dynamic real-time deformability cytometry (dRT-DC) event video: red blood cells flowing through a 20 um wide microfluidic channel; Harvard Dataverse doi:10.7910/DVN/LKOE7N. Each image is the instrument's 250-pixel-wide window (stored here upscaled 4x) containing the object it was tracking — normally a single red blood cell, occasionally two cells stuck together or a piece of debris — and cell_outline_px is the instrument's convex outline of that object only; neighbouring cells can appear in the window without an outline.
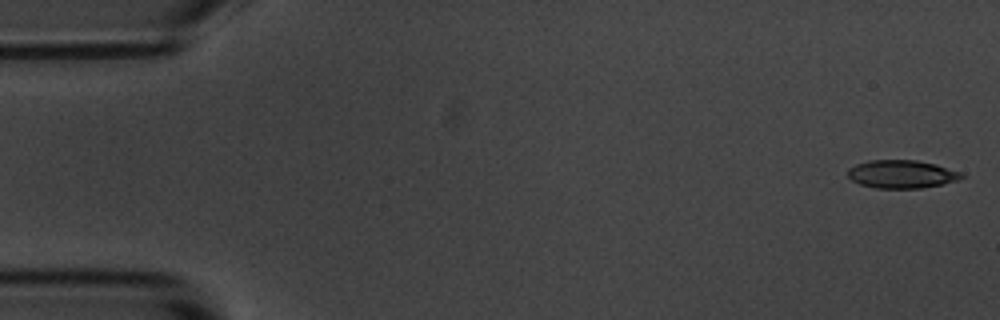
{"species": "common noctule bat (a hibernating species)", "species_latin": "Nyctalus noctula", "temperature_condition": "room temperature", "stored_images_in_passage": 51, "camera_frame_rate_fps": 3000, "um_per_image_px": 0.085, "animal": {"sex": "male", "body_mass_g": 20.1, "forearm_length_mm": 53.5}, "frame": {"image": 1, "passage_image": 1, "time_ms": 0.0, "image_size_px": [1000, 320], "cell_outline_px": [[964, 176], [960, 180], [920, 188], [876, 188], [860, 184], [852, 180], [848, 176], [848, 168], [856, 164], [868, 160], [916, 160], [936, 164], [964, 172]], "centroid_in_image_um": [76.67, 14.79], "position_along_channel_um": 8.3, "area_um2": 18.73}}
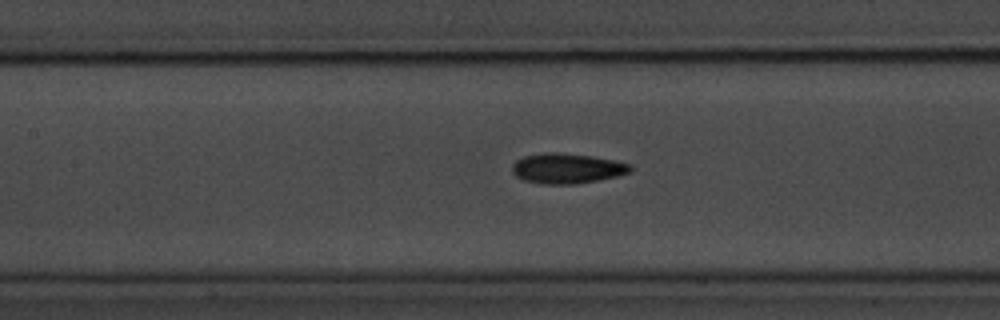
{"frame": {"image": 2, "passage_image": 24, "time_ms": 7.667, "image_size_px": [1000, 320], "cell_outline_px": [[632, 172], [616, 176], [576, 184], [540, 184], [524, 180], [516, 176], [512, 172], [512, 164], [516, 160], [524, 156], [544, 152], [556, 152], [592, 156], [632, 164]], "centroid_in_image_um": [48.18, 14.31], "position_along_channel_um": 159.2, "area_um2": 20.81}}
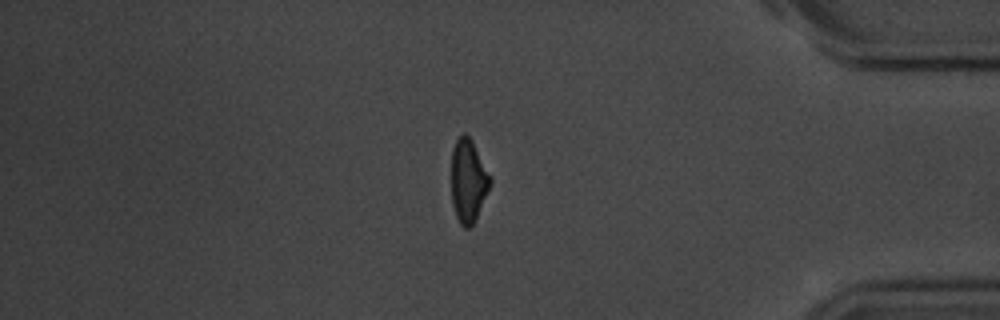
{"frame": {"image": 3, "passage_image": 46, "time_ms": 15.0, "image_size_px": [1000, 320], "cell_outline_px": [[492, 180], [476, 220], [468, 228], [464, 228], [460, 224], [456, 216], [452, 204], [452, 148], [456, 140], [464, 132], [472, 140], [492, 176]], "centroid_in_image_um": [39.81, 15.36], "position_along_channel_um": 395.4, "area_um2": 18.9}, "authors_computed_cell_mechanics": {"area_um2": 19.5942, "velocity_mm_per_s": 3.6495, "shape_relaxation_time_tau1_ms": 3.7791, "shape_relaxation_time_tau2_ms": 3.9944, "deformation_change_tau1": 0.1145, "deformation_change_tau2": 0.1153}}